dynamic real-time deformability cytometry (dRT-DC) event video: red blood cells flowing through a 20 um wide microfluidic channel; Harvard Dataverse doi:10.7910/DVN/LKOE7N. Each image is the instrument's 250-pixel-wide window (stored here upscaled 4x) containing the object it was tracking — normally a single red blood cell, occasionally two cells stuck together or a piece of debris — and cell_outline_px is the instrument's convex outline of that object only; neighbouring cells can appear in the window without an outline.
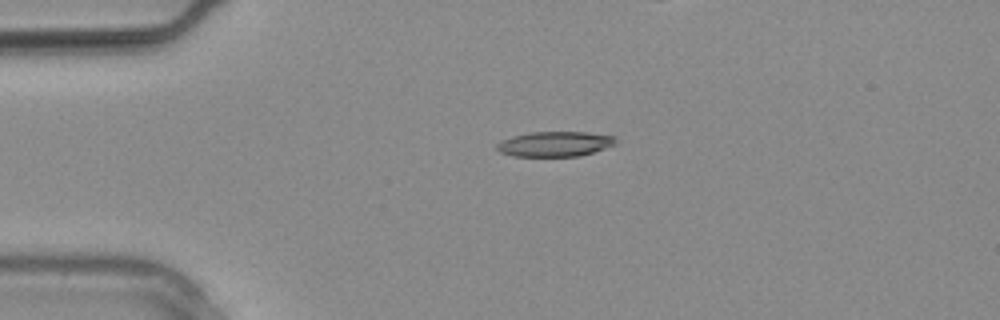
{"species": "common noctule bat (a hibernating species)", "species_latin": "Nyctalus noctula", "temperature_condition": "warm", "stored_images_in_passage": 20, "camera_frame_rate_fps": 3000, "um_per_image_px": 0.085, "animal": {"sex": "male", "body_mass_g": 20.4}, "frame": {"image": 1, "passage_image": 6, "time_ms": 1.667, "image_size_px": [1000, 320], "cell_outline_px": [[616, 144], [580, 156], [512, 156], [500, 152], [496, 148], [496, 144], [500, 140], [512, 136], [528, 132], [588, 132], [616, 136]], "centroid_in_image_um": [47.14, 12.23], "position_along_channel_um": 37.9, "area_um2": 17.46}}